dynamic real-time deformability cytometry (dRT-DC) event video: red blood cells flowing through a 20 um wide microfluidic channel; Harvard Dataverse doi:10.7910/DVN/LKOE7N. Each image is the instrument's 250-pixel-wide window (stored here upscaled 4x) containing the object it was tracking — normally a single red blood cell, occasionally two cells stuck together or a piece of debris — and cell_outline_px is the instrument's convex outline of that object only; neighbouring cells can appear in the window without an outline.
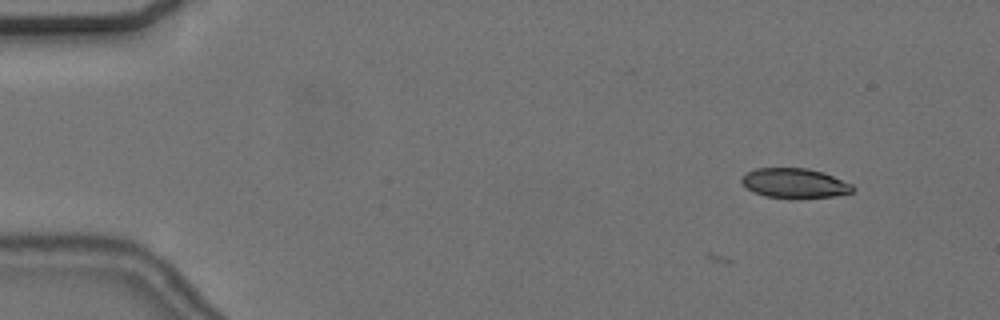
{"species": "common noctule bat (a hibernating species)", "species_latin": "Nyctalus noctula", "temperature_condition": "cold", "stored_images_in_passage": 3, "camera_frame_rate_fps": 3000, "um_per_image_px": 0.085, "animal": {"sex": "female", "body_mass_g": 24.6, "forearm_length_mm": 56.2}, "frame": {"image": 1, "passage_image": 3, "time_ms": 0.667, "image_size_px": [1000, 320], "cell_outline_px": [[856, 188], [852, 192], [836, 196], [792, 200], [764, 196], [752, 192], [740, 180], [740, 176], [756, 168], [808, 168], [824, 172], [852, 184]], "centroid_in_image_um": [67.55, 15.6], "position_along_channel_um": 17.4, "area_um2": 19.83}}